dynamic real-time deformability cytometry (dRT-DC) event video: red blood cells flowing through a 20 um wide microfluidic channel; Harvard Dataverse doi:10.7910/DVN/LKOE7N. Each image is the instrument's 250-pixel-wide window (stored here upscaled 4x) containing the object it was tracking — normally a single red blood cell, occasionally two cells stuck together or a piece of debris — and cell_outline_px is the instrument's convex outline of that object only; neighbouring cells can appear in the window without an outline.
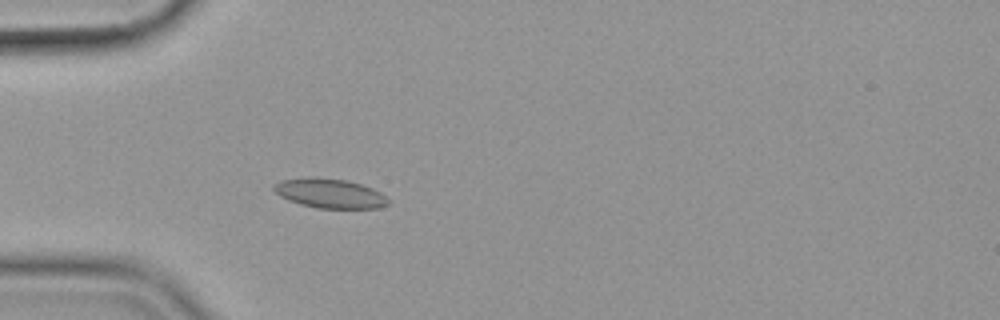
{"species": "common noctule bat (a hibernating species)", "species_latin": "Nyctalus noctula", "temperature_condition": "cold", "stored_images_in_passage": 35, "camera_frame_rate_fps": 3000, "um_per_image_px": 0.085, "animal": {"sex": "female", "body_mass_g": 19.9}, "frame": {"image": 1, "passage_image": 6, "time_ms": 1.667, "image_size_px": [1000, 320], "cell_outline_px": [[388, 204], [380, 208], [316, 208], [300, 204], [288, 200], [280, 196], [272, 188], [272, 184], [280, 180], [344, 180], [360, 184], [372, 188], [380, 192], [388, 200]], "centroid_in_image_um": [28.05, 16.49], "position_along_channel_um": 56.9, "area_um2": 18.73}}
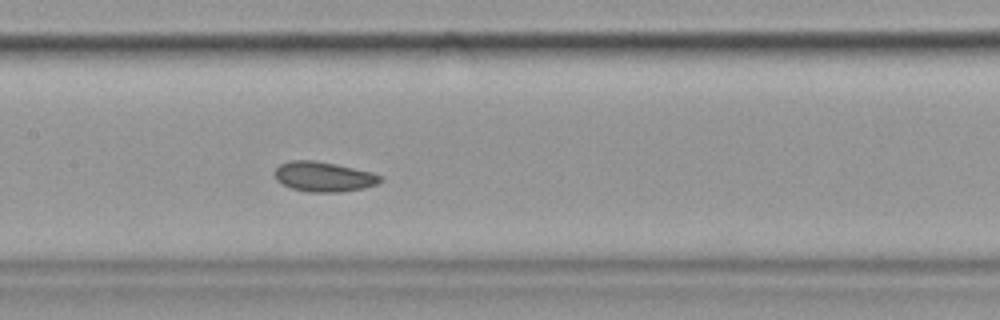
{"frame": {"image": 2, "passage_image": 17, "time_ms": 5.333, "image_size_px": [1000, 320], "cell_outline_px": [[384, 180], [376, 184], [364, 188], [340, 192], [308, 192], [292, 188], [276, 180], [272, 172], [280, 164], [288, 160], [316, 160], [336, 164], [372, 172], [384, 176]], "centroid_in_image_um": [27.51, 15.01], "position_along_channel_um": 179.9, "area_um2": 18.67}}
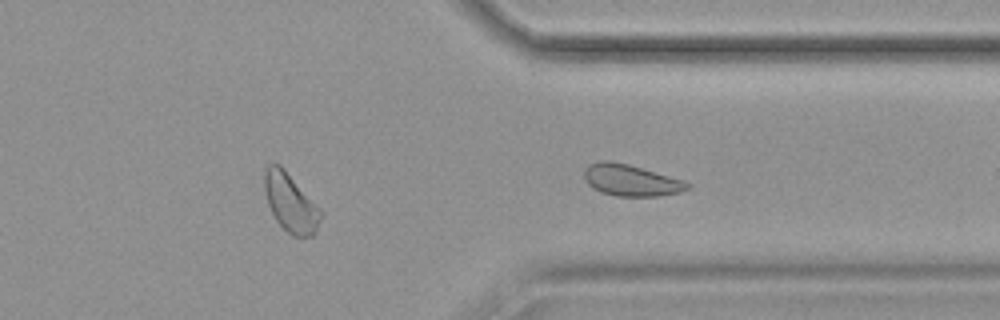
{"frame": {"image": 3, "passage_image": 32, "time_ms": 10.333, "image_size_px": [1000, 320], "cell_outline_px": [[320, 220], [316, 232], [312, 236], [292, 236], [276, 220], [268, 204], [264, 188], [264, 172], [268, 164], [280, 164], [284, 168], [320, 208]], "centroid_in_image_um": [24.68, 17.22], "position_along_channel_um": 386.7, "area_um2": 18.9}, "authors_computed_cell_mechanics": {"area_um2": 18.6116, "velocity_mm_per_s": 3.5425, "shape_relaxation_time_tau1_ms": 5.3944, "shape_relaxation_time_tau2_ms": 3.5999, "deformation_change_tau1": 0.0686, "deformation_change_tau2": 0.0965}}